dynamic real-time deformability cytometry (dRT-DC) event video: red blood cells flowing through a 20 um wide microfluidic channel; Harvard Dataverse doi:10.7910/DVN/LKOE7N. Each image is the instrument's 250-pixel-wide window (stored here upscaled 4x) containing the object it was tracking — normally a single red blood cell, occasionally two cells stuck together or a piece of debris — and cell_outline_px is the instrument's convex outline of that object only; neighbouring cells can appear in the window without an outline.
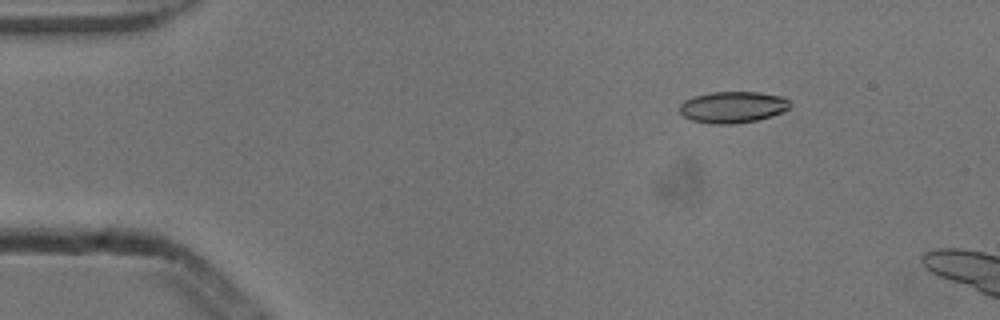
{"species": "common noctule bat (a hibernating species)", "species_latin": "Nyctalus noctula", "temperature_condition": "cold", "stored_images_in_passage": 5, "camera_frame_rate_fps": 3000, "um_per_image_px": 0.085, "animal": {"sex": "male", "body_mass_g": 13.3}, "frame": {"image": 1, "passage_image": 3, "time_ms": 0.667, "image_size_px": [1000, 320], "cell_outline_px": [[792, 108], [772, 116], [756, 120], [736, 124], [716, 124], [692, 120], [684, 116], [680, 112], [680, 104], [684, 100], [692, 96], [712, 92], [760, 92], [784, 96], [792, 104]], "centroid_in_image_um": [62.33, 9.09], "position_along_channel_um": 22.7, "area_um2": 20.46}}